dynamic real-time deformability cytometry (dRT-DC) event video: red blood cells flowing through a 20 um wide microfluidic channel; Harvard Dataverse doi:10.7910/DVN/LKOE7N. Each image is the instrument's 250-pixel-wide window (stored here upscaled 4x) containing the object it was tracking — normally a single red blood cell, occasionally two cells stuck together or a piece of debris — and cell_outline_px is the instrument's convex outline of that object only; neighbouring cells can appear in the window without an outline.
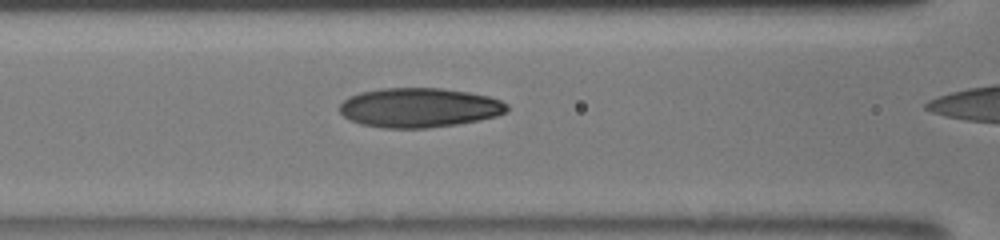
{"species": "human", "species_latin": "Homo sapiens", "temperature_condition": "room temperature", "stored_images_in_passage": 16, "camera_frame_rate_fps": 3000, "um_per_image_px": 0.085, "donor": {"sex": "male"}, "frame": {"image": 1, "passage_image": 15, "time_ms": 7.667, "image_size_px": [1000, 240], "cell_outline_px": [[508, 112], [496, 116], [480, 120], [456, 124], [428, 128], [384, 128], [360, 124], [348, 120], [340, 112], [340, 104], [348, 96], [360, 92], [384, 88], [440, 88], [468, 92], [488, 96], [500, 100], [508, 104]], "centroid_in_image_um": [35.62, 9.15], "position_along_channel_um": 131.0, "area_um2": 38.67}}